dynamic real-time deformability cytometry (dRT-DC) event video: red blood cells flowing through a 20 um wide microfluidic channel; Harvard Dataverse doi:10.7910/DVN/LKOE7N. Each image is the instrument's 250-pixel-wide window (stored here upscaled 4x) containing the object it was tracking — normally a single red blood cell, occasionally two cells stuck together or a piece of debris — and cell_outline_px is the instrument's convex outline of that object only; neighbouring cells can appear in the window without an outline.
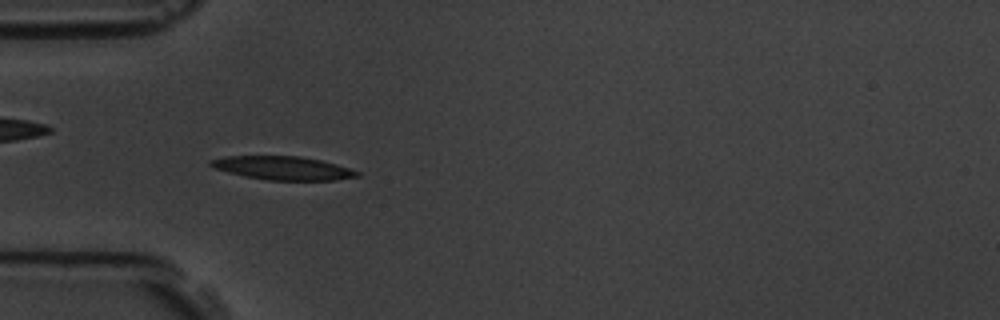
{"species": "common noctule bat (a hibernating species)", "species_latin": "Nyctalus noctula", "temperature_condition": "room temperature", "stored_images_in_passage": 56, "camera_frame_rate_fps": 3000, "um_per_image_px": 0.085, "animal": {"sex": "male", "body_mass_g": 19.5, "forearm_length_mm": 54.6}, "frame": {"image": 1, "passage_image": 17, "time_ms": 5.333, "image_size_px": [1000, 320], "cell_outline_px": [[360, 176], [332, 180], [268, 180], [244, 176], [228, 172], [216, 168], [208, 164], [208, 160], [224, 156], [300, 156], [320, 160], [336, 164], [360, 172]], "centroid_in_image_um": [24.02, 14.28], "position_along_channel_um": 61.0, "area_um2": 19.94}}
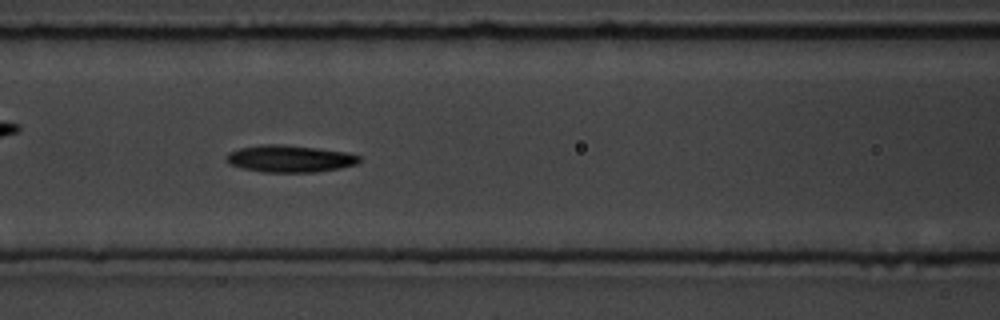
{"frame": {"image": 2, "passage_image": 24, "time_ms": 7.667, "image_size_px": [1000, 320], "cell_outline_px": [[360, 160], [356, 164], [340, 168], [316, 172], [260, 172], [228, 164], [224, 160], [228, 152], [240, 148], [260, 144], [276, 144], [316, 148], [348, 152], [360, 156]], "centroid_in_image_um": [24.59, 13.49], "position_along_channel_um": 142.0, "area_um2": 20.98}}
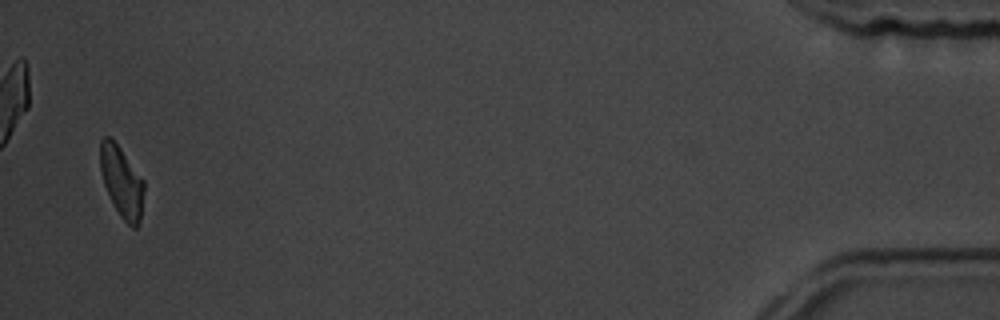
{"frame": {"image": 3, "passage_image": 55, "time_ms": 18.0, "image_size_px": [1000, 320], "cell_outline_px": [[144, 192], [140, 216], [136, 228], [132, 228], [120, 216], [104, 184], [100, 172], [100, 140], [104, 136], [108, 136], [120, 148], [144, 180]], "centroid_in_image_um": [10.34, 15.43], "position_along_channel_um": 424.9, "area_um2": 17.74}, "authors_computed_cell_mechanics": {"area_um2": 19.8254, "velocity_mm_per_s": 3.5805, "shape_relaxation_time_tau1_ms": 4.4094, "shape_relaxation_time_tau2_ms": null, "deformation_change_tau1": 0.1338, "deformation_change_tau2": null}}